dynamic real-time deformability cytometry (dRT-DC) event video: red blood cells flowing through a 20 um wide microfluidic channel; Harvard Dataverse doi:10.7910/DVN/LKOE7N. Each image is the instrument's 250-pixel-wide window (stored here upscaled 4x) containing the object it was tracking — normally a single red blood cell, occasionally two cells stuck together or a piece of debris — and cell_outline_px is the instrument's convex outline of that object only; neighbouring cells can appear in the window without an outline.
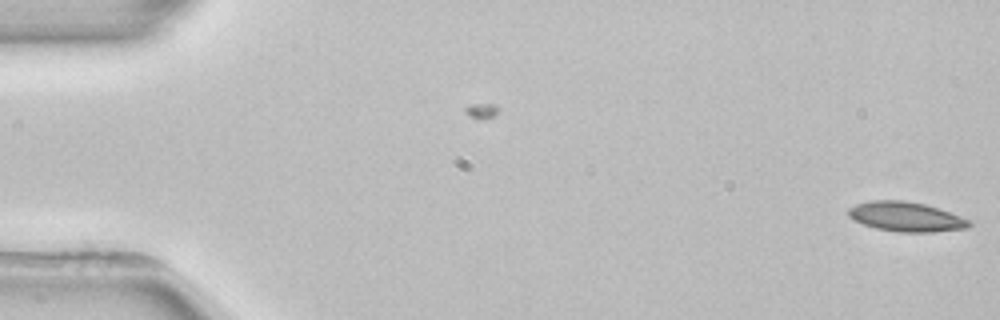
{"species": "common noctule bat (a hibernating species)", "species_latin": "Nyctalus noctula", "temperature_condition": "room temperature", "stored_images_in_passage": 2, "camera_frame_rate_fps": 3000, "um_per_image_px": 0.085, "animal": {"sex": "female", "body_mass_g": 22.7, "forearm_length_mm": 54.2}, "frame": {"image": 1, "passage_image": 2, "time_ms": 1.333, "image_size_px": [1000, 320], "cell_outline_px": [[972, 224], [968, 228], [932, 232], [900, 232], [876, 228], [852, 220], [848, 216], [848, 208], [856, 204], [872, 200], [904, 200], [924, 204], [960, 216], [968, 220]], "centroid_in_image_um": [76.97, 18.42], "position_along_channel_um": 8.0, "area_um2": 20.69}}